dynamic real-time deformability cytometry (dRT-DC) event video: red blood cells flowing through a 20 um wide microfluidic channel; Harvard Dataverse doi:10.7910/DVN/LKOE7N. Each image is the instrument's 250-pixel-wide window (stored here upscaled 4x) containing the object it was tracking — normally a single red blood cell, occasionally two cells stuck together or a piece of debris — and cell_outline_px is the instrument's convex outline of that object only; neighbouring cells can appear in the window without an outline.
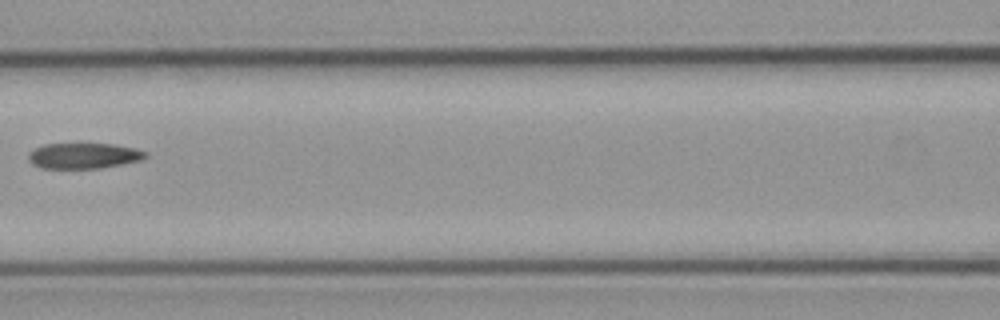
{"species": "common noctule bat (a hibernating species)", "species_latin": "Nyctalus noctula", "temperature_condition": "cold", "stored_images_in_passage": 5, "camera_frame_rate_fps": 3000, "um_per_image_px": 0.085, "animal": {"sex": "male", "body_mass_g": 23.1, "forearm_length_mm": 52.7}, "frame": {"image": 1, "passage_image": 5, "time_ms": 4.667, "image_size_px": [1000, 320], "cell_outline_px": [[148, 156], [140, 160], [100, 168], [44, 168], [32, 164], [28, 160], [28, 156], [36, 148], [44, 144], [112, 144], [136, 148], [148, 152]], "centroid_in_image_um": [7.14, 13.23], "position_along_channel_um": 159.5, "area_um2": 17.28}}